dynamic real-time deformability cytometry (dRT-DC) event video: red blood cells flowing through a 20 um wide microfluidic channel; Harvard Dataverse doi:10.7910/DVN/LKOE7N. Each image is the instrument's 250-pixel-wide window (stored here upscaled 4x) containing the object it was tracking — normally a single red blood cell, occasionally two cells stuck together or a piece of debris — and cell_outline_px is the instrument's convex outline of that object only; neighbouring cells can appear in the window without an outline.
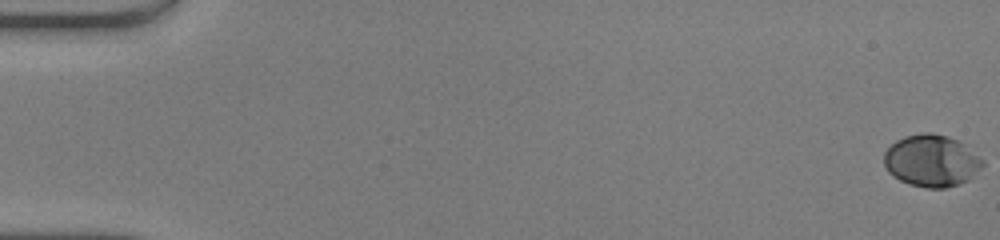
{"species": "human", "species_latin": "Homo sapiens", "temperature_condition": "warm", "stored_images_in_passage": 51, "camera_frame_rate_fps": 3000, "um_per_image_px": 0.085, "donor": {"sex": "male"}, "frame": {"image": 1, "passage_image": 1, "time_ms": 0.0, "image_size_px": [1000, 240], "cell_outline_px": [[984, 164], [968, 180], [960, 184], [944, 188], [928, 188], [908, 184], [892, 176], [888, 172], [884, 164], [884, 152], [896, 140], [904, 136], [920, 132], [932, 132], [948, 136], [960, 140], [984, 160]], "centroid_in_image_um": [79.17, 13.65], "position_along_channel_um": 5.8, "area_um2": 30.17}}
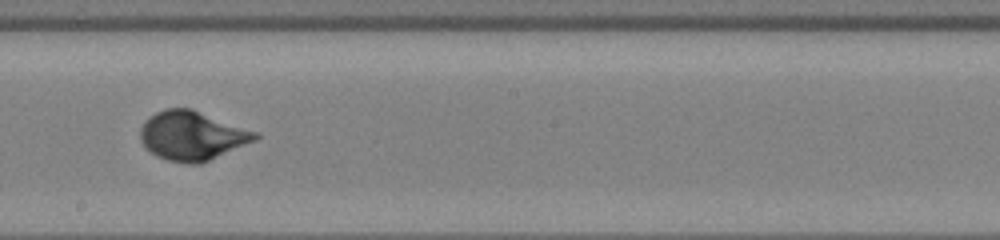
{"frame": {"image": 2, "passage_image": 30, "time_ms": 9.667, "image_size_px": [1000, 240], "cell_outline_px": [[260, 136], [256, 140], [200, 164], [188, 164], [168, 160], [156, 156], [140, 140], [140, 128], [156, 112], [164, 108], [192, 108], [260, 132]], "centroid_in_image_um": [16.38, 11.52], "position_along_channel_um": 231.8, "area_um2": 32.89}}
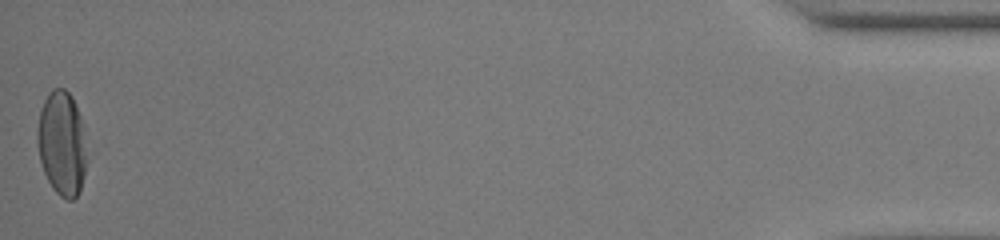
{"frame": {"image": 3, "passage_image": 51, "time_ms": 16.667, "image_size_px": [1000, 240], "cell_outline_px": [[88, 160], [80, 192], [72, 200], [68, 200], [60, 196], [52, 188], [44, 172], [40, 160], [36, 140], [36, 132], [40, 108], [48, 92], [52, 88], [64, 88], [72, 96], [80, 116]], "centroid_in_image_um": [5.25, 12.19], "position_along_channel_um": 429.9, "area_um2": 30.46}, "authors_computed_cell_mechanics": {"area_um2": 30.1716, "velocity_mm_per_s": 4.1749, "shape_relaxation_time_tau1_ms": 3.7028, "shape_relaxation_time_tau2_ms": null, "deformation_change_tau1": 0.1985, "deformation_change_tau2": null}}